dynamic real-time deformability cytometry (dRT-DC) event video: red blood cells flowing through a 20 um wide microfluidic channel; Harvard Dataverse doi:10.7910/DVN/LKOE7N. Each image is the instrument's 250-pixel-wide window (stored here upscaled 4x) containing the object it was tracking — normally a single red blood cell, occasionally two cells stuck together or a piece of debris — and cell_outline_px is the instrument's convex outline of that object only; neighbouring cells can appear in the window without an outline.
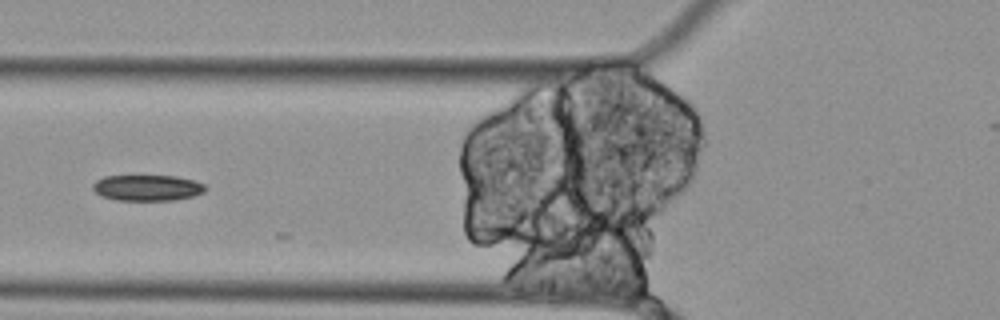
{"species": "Egyptian fruit bat (a non-hibernating species)", "species_latin": "Rousettus aegyptiacus", "temperature_condition": "cold", "stored_images_in_passage": 30, "segment_of_instrument_passage": [2, 2], "camera_frame_rate_fps": 3000, "um_per_image_px": 0.085, "animal": {"sex": "female"}, "frame": {"image": 1, "passage_image": 20, "time_ms": 6.333, "image_size_px": [1000, 320], "cell_outline_px": [[208, 188], [204, 192], [192, 196], [176, 200], [116, 200], [100, 196], [92, 188], [92, 184], [96, 180], [104, 176], [176, 176], [192, 180], [204, 184]], "centroid_in_image_um": [12.51, 15.96], "position_along_channel_um": 113.3, "area_um2": 17.05}}
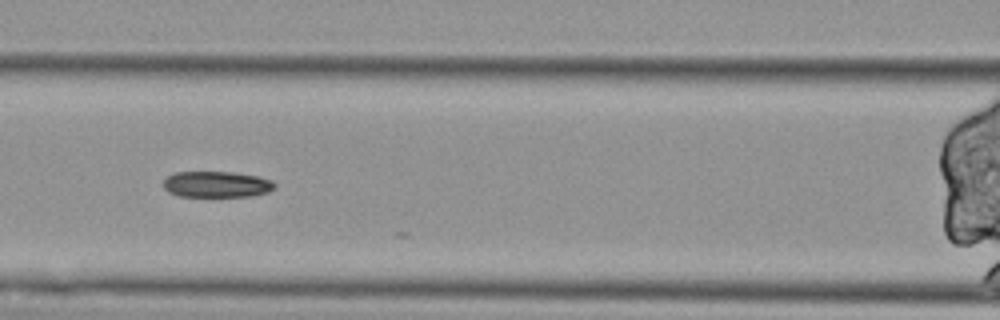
{"frame": {"image": 2, "passage_image": 23, "time_ms": 7.333, "image_size_px": [1000, 320], "cell_outline_px": [[276, 188], [268, 192], [248, 196], [180, 196], [168, 192], [164, 188], [164, 180], [168, 176], [176, 172], [232, 172], [256, 176], [272, 180], [276, 184]], "centroid_in_image_um": [18.43, 15.67], "position_along_channel_um": 148.2, "area_um2": 16.82}}
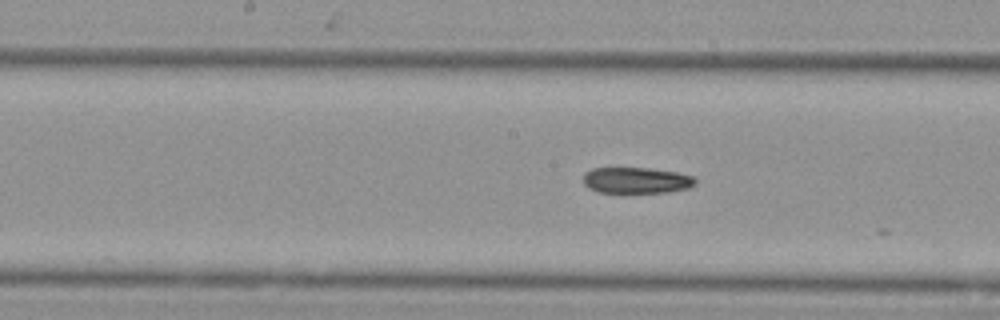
{"frame": {"image": 3, "passage_image": 27, "time_ms": 8.667, "image_size_px": [1000, 320], "cell_outline_px": [[696, 184], [692, 188], [668, 192], [600, 192], [588, 188], [584, 184], [584, 172], [592, 168], [648, 168], [676, 172], [696, 176]], "centroid_in_image_um": [54.14, 15.32], "position_along_channel_um": 194.1, "area_um2": 17.17}}